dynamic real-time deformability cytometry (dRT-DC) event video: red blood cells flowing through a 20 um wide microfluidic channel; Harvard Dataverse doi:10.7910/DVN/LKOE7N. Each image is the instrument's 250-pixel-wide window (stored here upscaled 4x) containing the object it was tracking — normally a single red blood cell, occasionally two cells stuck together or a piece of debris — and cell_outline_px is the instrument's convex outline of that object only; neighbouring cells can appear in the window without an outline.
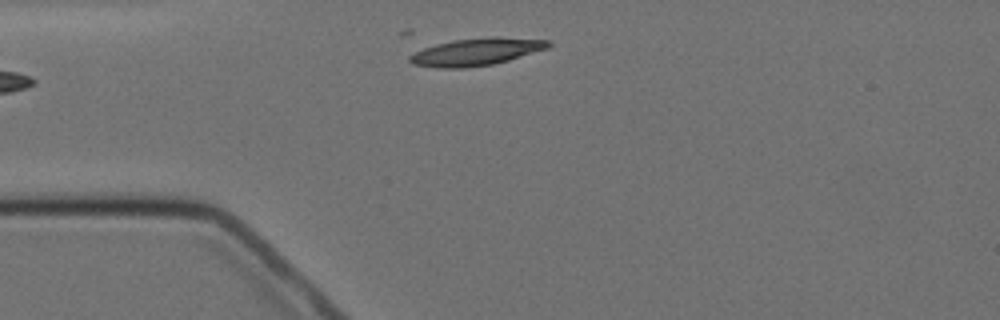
{"species": "Egyptian fruit bat (a non-hibernating species)", "species_latin": "Rousettus aegyptiacus", "temperature_condition": "cold", "stored_images_in_passage": 4, "camera_frame_rate_fps": 3000, "um_per_image_px": 0.085, "animal": {"sex": "female"}, "frame": {"image": 1, "passage_image": 1, "time_ms": 0.0, "image_size_px": [1000, 320], "cell_outline_px": [[552, 44], [548, 48], [508, 60], [492, 64], [464, 68], [440, 68], [412, 64], [408, 60], [408, 56], [424, 48], [436, 44], [452, 40], [548, 40]], "centroid_in_image_um": [40.35, 4.47], "position_along_channel_um": 44.6, "area_um2": 20.58}}
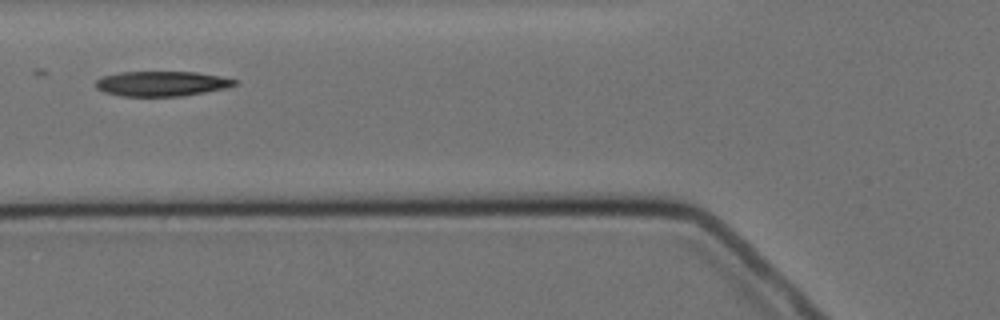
{"frame": {"image": 2, "passage_image": 3, "time_ms": 2.333, "image_size_px": [1000, 320], "cell_outline_px": [[240, 84], [224, 88], [204, 92], [180, 96], [120, 96], [104, 92], [96, 88], [96, 80], [104, 76], [120, 72], [196, 72], [220, 76], [236, 80]], "centroid_in_image_um": [13.74, 7.11], "position_along_channel_um": 112.1, "area_um2": 20.11}}
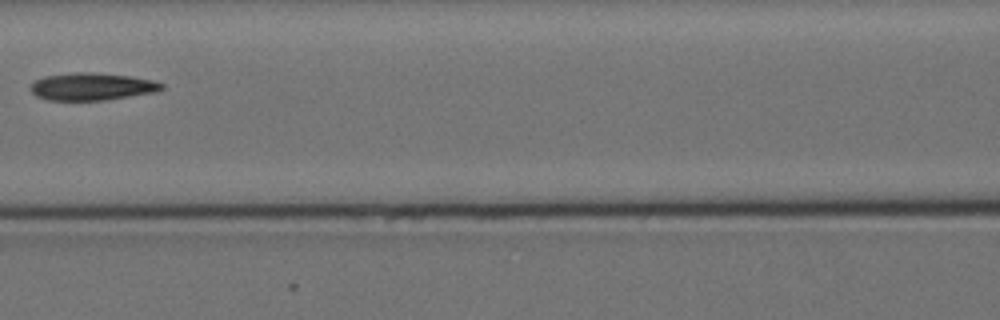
{"frame": {"image": 3, "passage_image": 4, "time_ms": 3.667, "image_size_px": [1000, 320], "cell_outline_px": [[164, 88], [152, 92], [104, 100], [48, 100], [36, 96], [32, 92], [32, 84], [36, 80], [44, 76], [76, 72], [88, 72], [128, 76], [152, 80], [164, 84]], "centroid_in_image_um": [7.78, 7.36], "position_along_channel_um": 158.8, "area_um2": 20.52}}